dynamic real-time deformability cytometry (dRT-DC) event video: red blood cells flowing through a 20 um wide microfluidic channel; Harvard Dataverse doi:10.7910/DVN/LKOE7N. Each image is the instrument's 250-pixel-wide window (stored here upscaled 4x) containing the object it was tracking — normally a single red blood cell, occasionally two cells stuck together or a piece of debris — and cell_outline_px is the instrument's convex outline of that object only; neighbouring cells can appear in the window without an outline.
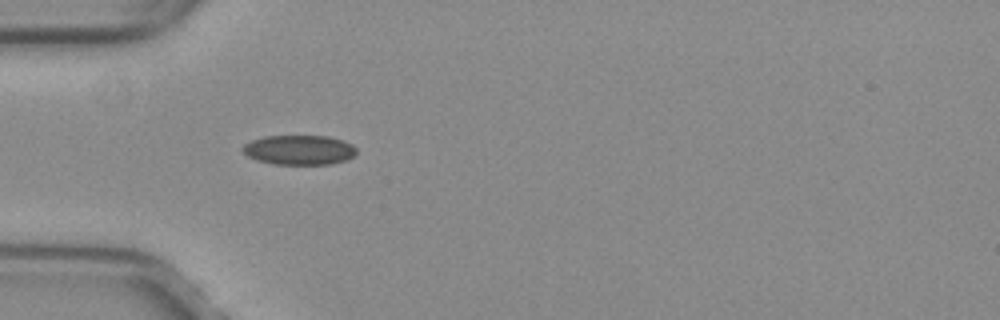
{"species": "common noctule bat (a hibernating species)", "species_latin": "Nyctalus noctula", "temperature_condition": "warm", "stored_images_in_passage": 30, "camera_frame_rate_fps": 3000, "um_per_image_px": 0.085, "animal": {"sex": "female", "body_mass_g": 29.2, "forearm_length_mm": 56.3}, "frame": {"image": 1, "passage_image": 1, "time_ms": 0.0, "image_size_px": [1000, 320], "cell_outline_px": [[356, 156], [348, 160], [332, 164], [272, 164], [256, 160], [248, 156], [240, 148], [244, 144], [252, 140], [264, 136], [328, 136], [344, 140], [352, 144], [356, 148]], "centroid_in_image_um": [25.46, 12.75], "position_along_channel_um": 59.5, "area_um2": 19.94}}
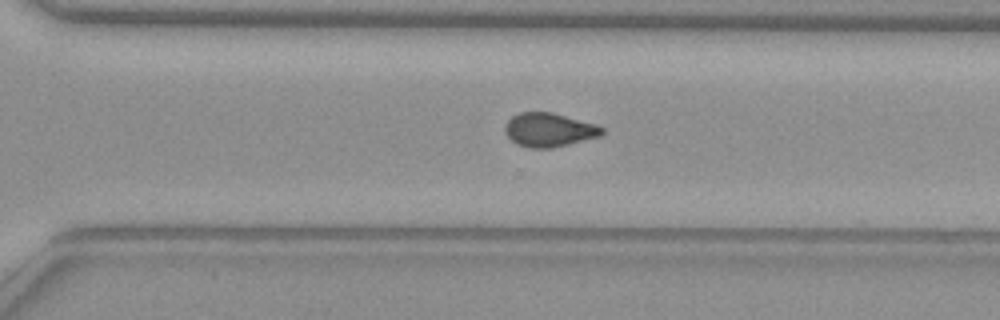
{"frame": {"image": 2, "passage_image": 21, "time_ms": 6.667, "image_size_px": [1000, 320], "cell_outline_px": [[604, 132], [600, 136], [552, 148], [528, 148], [516, 144], [504, 132], [504, 124], [512, 116], [520, 112], [552, 112], [596, 124], [604, 128]], "centroid_in_image_um": [46.65, 11.03], "position_along_channel_um": 324.0, "area_um2": 19.19}}
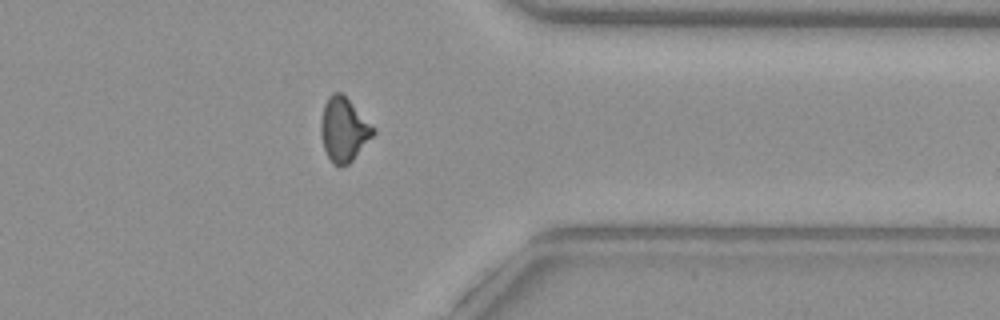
{"frame": {"image": 3, "passage_image": 26, "time_ms": 8.333, "image_size_px": [1000, 320], "cell_outline_px": [[376, 132], [352, 160], [348, 164], [340, 168], [332, 164], [324, 148], [320, 132], [320, 124], [324, 104], [328, 96], [332, 92], [340, 92], [376, 128]], "centroid_in_image_um": [29.21, 11.03], "position_along_channel_um": 382.2, "area_um2": 19.42}, "authors_computed_cell_mechanics": {"area_um2": 19.4208, "velocity_mm_per_s": 4.0269, "shape_relaxation_time_tau1_ms": null, "shape_relaxation_time_tau2_ms": 1.3401, "deformation_change_tau1": null, "deformation_change_tau2": 0.0603}}